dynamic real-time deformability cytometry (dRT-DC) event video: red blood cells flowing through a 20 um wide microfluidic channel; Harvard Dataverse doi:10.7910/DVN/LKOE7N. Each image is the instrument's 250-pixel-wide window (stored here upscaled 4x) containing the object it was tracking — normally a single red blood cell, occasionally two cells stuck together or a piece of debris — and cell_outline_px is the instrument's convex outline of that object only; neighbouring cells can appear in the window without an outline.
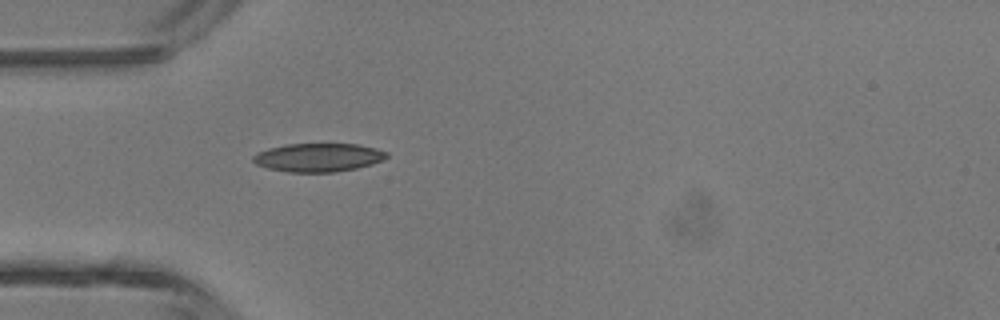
{"species": "common noctule bat (a hibernating species)", "species_latin": "Nyctalus noctula", "temperature_condition": "room temperature", "stored_images_in_passage": 1, "camera_frame_rate_fps": 3000, "um_per_image_px": 0.085, "animal": {"sex": "male", "body_mass_g": 13.3}, "frame": {"image": 1, "passage_image": 1, "time_ms": 0.0, "image_size_px": [1000, 320], "cell_outline_px": [[388, 156], [372, 164], [356, 168], [336, 172], [288, 172], [268, 168], [256, 164], [252, 160], [252, 156], [256, 152], [268, 148], [284, 144], [356, 144], [376, 148], [388, 152]], "centroid_in_image_um": [27.02, 13.38], "position_along_channel_um": 58.0, "area_um2": 22.2}}